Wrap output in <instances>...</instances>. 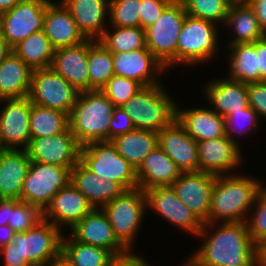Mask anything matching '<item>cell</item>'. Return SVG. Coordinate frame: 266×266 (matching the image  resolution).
I'll return each instance as SVG.
<instances>
[{
  "label": "cell",
  "mask_w": 266,
  "mask_h": 266,
  "mask_svg": "<svg viewBox=\"0 0 266 266\" xmlns=\"http://www.w3.org/2000/svg\"><path fill=\"white\" fill-rule=\"evenodd\" d=\"M111 27L113 32L106 29L98 41L112 53L147 48L146 32L141 27Z\"/></svg>",
  "instance_id": "cell-38"
},
{
  "label": "cell",
  "mask_w": 266,
  "mask_h": 266,
  "mask_svg": "<svg viewBox=\"0 0 266 266\" xmlns=\"http://www.w3.org/2000/svg\"><path fill=\"white\" fill-rule=\"evenodd\" d=\"M225 26H230L235 37L228 43V46L238 43H254L266 35L262 31L255 11L244 1L229 7Z\"/></svg>",
  "instance_id": "cell-31"
},
{
  "label": "cell",
  "mask_w": 266,
  "mask_h": 266,
  "mask_svg": "<svg viewBox=\"0 0 266 266\" xmlns=\"http://www.w3.org/2000/svg\"><path fill=\"white\" fill-rule=\"evenodd\" d=\"M197 144L199 171L201 172L216 176L230 174L243 160L240 144L231 141L227 136L201 141Z\"/></svg>",
  "instance_id": "cell-20"
},
{
  "label": "cell",
  "mask_w": 266,
  "mask_h": 266,
  "mask_svg": "<svg viewBox=\"0 0 266 266\" xmlns=\"http://www.w3.org/2000/svg\"><path fill=\"white\" fill-rule=\"evenodd\" d=\"M144 86L133 79L114 75L101 88L115 107H120L131 99Z\"/></svg>",
  "instance_id": "cell-41"
},
{
  "label": "cell",
  "mask_w": 266,
  "mask_h": 266,
  "mask_svg": "<svg viewBox=\"0 0 266 266\" xmlns=\"http://www.w3.org/2000/svg\"><path fill=\"white\" fill-rule=\"evenodd\" d=\"M146 207L145 192L136 188L124 191L101 208L108 217L116 238L130 253Z\"/></svg>",
  "instance_id": "cell-7"
},
{
  "label": "cell",
  "mask_w": 266,
  "mask_h": 266,
  "mask_svg": "<svg viewBox=\"0 0 266 266\" xmlns=\"http://www.w3.org/2000/svg\"><path fill=\"white\" fill-rule=\"evenodd\" d=\"M29 125L31 139L53 136L69 128V115L31 103Z\"/></svg>",
  "instance_id": "cell-36"
},
{
  "label": "cell",
  "mask_w": 266,
  "mask_h": 266,
  "mask_svg": "<svg viewBox=\"0 0 266 266\" xmlns=\"http://www.w3.org/2000/svg\"><path fill=\"white\" fill-rule=\"evenodd\" d=\"M214 226L203 224L197 236L206 241L188 258L191 266H262V250L250 237L246 222L220 223L209 233Z\"/></svg>",
  "instance_id": "cell-1"
},
{
  "label": "cell",
  "mask_w": 266,
  "mask_h": 266,
  "mask_svg": "<svg viewBox=\"0 0 266 266\" xmlns=\"http://www.w3.org/2000/svg\"><path fill=\"white\" fill-rule=\"evenodd\" d=\"M115 106L101 90L79 92L69 115V128L82 147L109 141V126Z\"/></svg>",
  "instance_id": "cell-3"
},
{
  "label": "cell",
  "mask_w": 266,
  "mask_h": 266,
  "mask_svg": "<svg viewBox=\"0 0 266 266\" xmlns=\"http://www.w3.org/2000/svg\"><path fill=\"white\" fill-rule=\"evenodd\" d=\"M112 59L116 76L136 80L143 86L159 84L156 73L161 74L166 70L148 48L112 53Z\"/></svg>",
  "instance_id": "cell-21"
},
{
  "label": "cell",
  "mask_w": 266,
  "mask_h": 266,
  "mask_svg": "<svg viewBox=\"0 0 266 266\" xmlns=\"http://www.w3.org/2000/svg\"><path fill=\"white\" fill-rule=\"evenodd\" d=\"M79 91L52 68L33 70L28 98L33 104L70 115Z\"/></svg>",
  "instance_id": "cell-11"
},
{
  "label": "cell",
  "mask_w": 266,
  "mask_h": 266,
  "mask_svg": "<svg viewBox=\"0 0 266 266\" xmlns=\"http://www.w3.org/2000/svg\"><path fill=\"white\" fill-rule=\"evenodd\" d=\"M54 224L41 219L24 232H15L12 242L32 266H49L61 259L62 234Z\"/></svg>",
  "instance_id": "cell-9"
},
{
  "label": "cell",
  "mask_w": 266,
  "mask_h": 266,
  "mask_svg": "<svg viewBox=\"0 0 266 266\" xmlns=\"http://www.w3.org/2000/svg\"><path fill=\"white\" fill-rule=\"evenodd\" d=\"M43 31L55 50L78 45L86 40L62 2H48Z\"/></svg>",
  "instance_id": "cell-23"
},
{
  "label": "cell",
  "mask_w": 266,
  "mask_h": 266,
  "mask_svg": "<svg viewBox=\"0 0 266 266\" xmlns=\"http://www.w3.org/2000/svg\"><path fill=\"white\" fill-rule=\"evenodd\" d=\"M176 119L197 143L226 136L225 118L210 107L184 110L176 107Z\"/></svg>",
  "instance_id": "cell-26"
},
{
  "label": "cell",
  "mask_w": 266,
  "mask_h": 266,
  "mask_svg": "<svg viewBox=\"0 0 266 266\" xmlns=\"http://www.w3.org/2000/svg\"><path fill=\"white\" fill-rule=\"evenodd\" d=\"M12 48L6 43V41L0 35V65L5 58L10 54Z\"/></svg>",
  "instance_id": "cell-54"
},
{
  "label": "cell",
  "mask_w": 266,
  "mask_h": 266,
  "mask_svg": "<svg viewBox=\"0 0 266 266\" xmlns=\"http://www.w3.org/2000/svg\"><path fill=\"white\" fill-rule=\"evenodd\" d=\"M81 146L68 128L53 136L30 139L25 151L31 161L72 169L80 161Z\"/></svg>",
  "instance_id": "cell-13"
},
{
  "label": "cell",
  "mask_w": 266,
  "mask_h": 266,
  "mask_svg": "<svg viewBox=\"0 0 266 266\" xmlns=\"http://www.w3.org/2000/svg\"><path fill=\"white\" fill-rule=\"evenodd\" d=\"M216 26L214 22L187 14L177 42V65L211 61L218 52Z\"/></svg>",
  "instance_id": "cell-8"
},
{
  "label": "cell",
  "mask_w": 266,
  "mask_h": 266,
  "mask_svg": "<svg viewBox=\"0 0 266 266\" xmlns=\"http://www.w3.org/2000/svg\"><path fill=\"white\" fill-rule=\"evenodd\" d=\"M142 0H109V22L114 27H140Z\"/></svg>",
  "instance_id": "cell-40"
},
{
  "label": "cell",
  "mask_w": 266,
  "mask_h": 266,
  "mask_svg": "<svg viewBox=\"0 0 266 266\" xmlns=\"http://www.w3.org/2000/svg\"><path fill=\"white\" fill-rule=\"evenodd\" d=\"M173 1L174 0H142L140 27L145 30L151 26Z\"/></svg>",
  "instance_id": "cell-45"
},
{
  "label": "cell",
  "mask_w": 266,
  "mask_h": 266,
  "mask_svg": "<svg viewBox=\"0 0 266 266\" xmlns=\"http://www.w3.org/2000/svg\"><path fill=\"white\" fill-rule=\"evenodd\" d=\"M138 188L171 186L182 174L173 160L158 146L150 152L136 170Z\"/></svg>",
  "instance_id": "cell-27"
},
{
  "label": "cell",
  "mask_w": 266,
  "mask_h": 266,
  "mask_svg": "<svg viewBox=\"0 0 266 266\" xmlns=\"http://www.w3.org/2000/svg\"><path fill=\"white\" fill-rule=\"evenodd\" d=\"M112 266H150L147 260L132 253L130 256L118 259Z\"/></svg>",
  "instance_id": "cell-51"
},
{
  "label": "cell",
  "mask_w": 266,
  "mask_h": 266,
  "mask_svg": "<svg viewBox=\"0 0 266 266\" xmlns=\"http://www.w3.org/2000/svg\"><path fill=\"white\" fill-rule=\"evenodd\" d=\"M186 13L214 23L226 22L230 5L225 0H181Z\"/></svg>",
  "instance_id": "cell-39"
},
{
  "label": "cell",
  "mask_w": 266,
  "mask_h": 266,
  "mask_svg": "<svg viewBox=\"0 0 266 266\" xmlns=\"http://www.w3.org/2000/svg\"><path fill=\"white\" fill-rule=\"evenodd\" d=\"M230 6L234 5V4H239L242 3L246 0H225Z\"/></svg>",
  "instance_id": "cell-57"
},
{
  "label": "cell",
  "mask_w": 266,
  "mask_h": 266,
  "mask_svg": "<svg viewBox=\"0 0 266 266\" xmlns=\"http://www.w3.org/2000/svg\"><path fill=\"white\" fill-rule=\"evenodd\" d=\"M88 39L82 43L55 50L51 68L79 92L89 91Z\"/></svg>",
  "instance_id": "cell-22"
},
{
  "label": "cell",
  "mask_w": 266,
  "mask_h": 266,
  "mask_svg": "<svg viewBox=\"0 0 266 266\" xmlns=\"http://www.w3.org/2000/svg\"><path fill=\"white\" fill-rule=\"evenodd\" d=\"M5 266H32L11 241L0 248Z\"/></svg>",
  "instance_id": "cell-48"
},
{
  "label": "cell",
  "mask_w": 266,
  "mask_h": 266,
  "mask_svg": "<svg viewBox=\"0 0 266 266\" xmlns=\"http://www.w3.org/2000/svg\"><path fill=\"white\" fill-rule=\"evenodd\" d=\"M6 105L0 110V141L3 149L25 150L31 139L29 118L31 101L28 96L3 99ZM19 147V148H18Z\"/></svg>",
  "instance_id": "cell-14"
},
{
  "label": "cell",
  "mask_w": 266,
  "mask_h": 266,
  "mask_svg": "<svg viewBox=\"0 0 266 266\" xmlns=\"http://www.w3.org/2000/svg\"><path fill=\"white\" fill-rule=\"evenodd\" d=\"M118 153L136 170L157 146V132L135 129L111 140Z\"/></svg>",
  "instance_id": "cell-32"
},
{
  "label": "cell",
  "mask_w": 266,
  "mask_h": 266,
  "mask_svg": "<svg viewBox=\"0 0 266 266\" xmlns=\"http://www.w3.org/2000/svg\"><path fill=\"white\" fill-rule=\"evenodd\" d=\"M49 266H69V265L65 263L62 259H60L51 263Z\"/></svg>",
  "instance_id": "cell-56"
},
{
  "label": "cell",
  "mask_w": 266,
  "mask_h": 266,
  "mask_svg": "<svg viewBox=\"0 0 266 266\" xmlns=\"http://www.w3.org/2000/svg\"><path fill=\"white\" fill-rule=\"evenodd\" d=\"M172 96L160 84L144 86L122 105L136 129L161 131L176 119V107Z\"/></svg>",
  "instance_id": "cell-4"
},
{
  "label": "cell",
  "mask_w": 266,
  "mask_h": 266,
  "mask_svg": "<svg viewBox=\"0 0 266 266\" xmlns=\"http://www.w3.org/2000/svg\"><path fill=\"white\" fill-rule=\"evenodd\" d=\"M42 219V212L35 206L20 200H13L8 225L15 232H24L32 228Z\"/></svg>",
  "instance_id": "cell-43"
},
{
  "label": "cell",
  "mask_w": 266,
  "mask_h": 266,
  "mask_svg": "<svg viewBox=\"0 0 266 266\" xmlns=\"http://www.w3.org/2000/svg\"><path fill=\"white\" fill-rule=\"evenodd\" d=\"M24 0H0V14L11 10L14 6Z\"/></svg>",
  "instance_id": "cell-55"
},
{
  "label": "cell",
  "mask_w": 266,
  "mask_h": 266,
  "mask_svg": "<svg viewBox=\"0 0 266 266\" xmlns=\"http://www.w3.org/2000/svg\"><path fill=\"white\" fill-rule=\"evenodd\" d=\"M71 236L81 243L104 248L117 259L126 258L132 254L118 241L108 217L100 208H95L84 216L71 229Z\"/></svg>",
  "instance_id": "cell-16"
},
{
  "label": "cell",
  "mask_w": 266,
  "mask_h": 266,
  "mask_svg": "<svg viewBox=\"0 0 266 266\" xmlns=\"http://www.w3.org/2000/svg\"><path fill=\"white\" fill-rule=\"evenodd\" d=\"M233 174L216 176L208 223L247 221V212H251L255 205L262 182L250 176Z\"/></svg>",
  "instance_id": "cell-2"
},
{
  "label": "cell",
  "mask_w": 266,
  "mask_h": 266,
  "mask_svg": "<svg viewBox=\"0 0 266 266\" xmlns=\"http://www.w3.org/2000/svg\"><path fill=\"white\" fill-rule=\"evenodd\" d=\"M33 70L13 51L0 65V100L28 96Z\"/></svg>",
  "instance_id": "cell-30"
},
{
  "label": "cell",
  "mask_w": 266,
  "mask_h": 266,
  "mask_svg": "<svg viewBox=\"0 0 266 266\" xmlns=\"http://www.w3.org/2000/svg\"><path fill=\"white\" fill-rule=\"evenodd\" d=\"M71 184L81 191L94 208H102L125 190L115 181L101 179L81 161L71 169Z\"/></svg>",
  "instance_id": "cell-25"
},
{
  "label": "cell",
  "mask_w": 266,
  "mask_h": 266,
  "mask_svg": "<svg viewBox=\"0 0 266 266\" xmlns=\"http://www.w3.org/2000/svg\"><path fill=\"white\" fill-rule=\"evenodd\" d=\"M88 77L89 91L101 88L113 77L112 52L98 40L88 39Z\"/></svg>",
  "instance_id": "cell-37"
},
{
  "label": "cell",
  "mask_w": 266,
  "mask_h": 266,
  "mask_svg": "<svg viewBox=\"0 0 266 266\" xmlns=\"http://www.w3.org/2000/svg\"><path fill=\"white\" fill-rule=\"evenodd\" d=\"M187 13L181 0H174L151 26L145 29L146 45L166 69L177 64V42Z\"/></svg>",
  "instance_id": "cell-6"
},
{
  "label": "cell",
  "mask_w": 266,
  "mask_h": 266,
  "mask_svg": "<svg viewBox=\"0 0 266 266\" xmlns=\"http://www.w3.org/2000/svg\"><path fill=\"white\" fill-rule=\"evenodd\" d=\"M183 266H191L188 262L184 263Z\"/></svg>",
  "instance_id": "cell-60"
},
{
  "label": "cell",
  "mask_w": 266,
  "mask_h": 266,
  "mask_svg": "<svg viewBox=\"0 0 266 266\" xmlns=\"http://www.w3.org/2000/svg\"><path fill=\"white\" fill-rule=\"evenodd\" d=\"M86 39L98 40L105 28L109 14V0H61Z\"/></svg>",
  "instance_id": "cell-28"
},
{
  "label": "cell",
  "mask_w": 266,
  "mask_h": 266,
  "mask_svg": "<svg viewBox=\"0 0 266 266\" xmlns=\"http://www.w3.org/2000/svg\"><path fill=\"white\" fill-rule=\"evenodd\" d=\"M258 55V68L260 71V82L266 81V36L255 42Z\"/></svg>",
  "instance_id": "cell-49"
},
{
  "label": "cell",
  "mask_w": 266,
  "mask_h": 266,
  "mask_svg": "<svg viewBox=\"0 0 266 266\" xmlns=\"http://www.w3.org/2000/svg\"><path fill=\"white\" fill-rule=\"evenodd\" d=\"M227 48L230 49L229 59L231 61L229 62L230 70L226 78L245 84L260 82L255 42L238 43Z\"/></svg>",
  "instance_id": "cell-34"
},
{
  "label": "cell",
  "mask_w": 266,
  "mask_h": 266,
  "mask_svg": "<svg viewBox=\"0 0 266 266\" xmlns=\"http://www.w3.org/2000/svg\"><path fill=\"white\" fill-rule=\"evenodd\" d=\"M80 161L98 177L117 182L125 191L138 188L136 169L118 153L111 141L82 146Z\"/></svg>",
  "instance_id": "cell-5"
},
{
  "label": "cell",
  "mask_w": 266,
  "mask_h": 266,
  "mask_svg": "<svg viewBox=\"0 0 266 266\" xmlns=\"http://www.w3.org/2000/svg\"><path fill=\"white\" fill-rule=\"evenodd\" d=\"M61 259L69 266H112L118 259L108 250L62 238Z\"/></svg>",
  "instance_id": "cell-33"
},
{
  "label": "cell",
  "mask_w": 266,
  "mask_h": 266,
  "mask_svg": "<svg viewBox=\"0 0 266 266\" xmlns=\"http://www.w3.org/2000/svg\"><path fill=\"white\" fill-rule=\"evenodd\" d=\"M216 175L205 172H187L171 185L177 197L204 224L208 223L211 198Z\"/></svg>",
  "instance_id": "cell-17"
},
{
  "label": "cell",
  "mask_w": 266,
  "mask_h": 266,
  "mask_svg": "<svg viewBox=\"0 0 266 266\" xmlns=\"http://www.w3.org/2000/svg\"><path fill=\"white\" fill-rule=\"evenodd\" d=\"M262 266H266V247L262 250Z\"/></svg>",
  "instance_id": "cell-58"
},
{
  "label": "cell",
  "mask_w": 266,
  "mask_h": 266,
  "mask_svg": "<svg viewBox=\"0 0 266 266\" xmlns=\"http://www.w3.org/2000/svg\"><path fill=\"white\" fill-rule=\"evenodd\" d=\"M3 150V146H2V143L0 141V152Z\"/></svg>",
  "instance_id": "cell-59"
},
{
  "label": "cell",
  "mask_w": 266,
  "mask_h": 266,
  "mask_svg": "<svg viewBox=\"0 0 266 266\" xmlns=\"http://www.w3.org/2000/svg\"><path fill=\"white\" fill-rule=\"evenodd\" d=\"M132 119L122 106L115 107L109 126V141L119 135L135 130Z\"/></svg>",
  "instance_id": "cell-46"
},
{
  "label": "cell",
  "mask_w": 266,
  "mask_h": 266,
  "mask_svg": "<svg viewBox=\"0 0 266 266\" xmlns=\"http://www.w3.org/2000/svg\"><path fill=\"white\" fill-rule=\"evenodd\" d=\"M94 206L85 195L71 182L60 189L42 211V219L49 221L59 229L62 225L71 230L84 216L94 210Z\"/></svg>",
  "instance_id": "cell-18"
},
{
  "label": "cell",
  "mask_w": 266,
  "mask_h": 266,
  "mask_svg": "<svg viewBox=\"0 0 266 266\" xmlns=\"http://www.w3.org/2000/svg\"><path fill=\"white\" fill-rule=\"evenodd\" d=\"M15 231L8 225L0 226V248L14 239Z\"/></svg>",
  "instance_id": "cell-53"
},
{
  "label": "cell",
  "mask_w": 266,
  "mask_h": 266,
  "mask_svg": "<svg viewBox=\"0 0 266 266\" xmlns=\"http://www.w3.org/2000/svg\"><path fill=\"white\" fill-rule=\"evenodd\" d=\"M255 11L260 27L266 35V0H246Z\"/></svg>",
  "instance_id": "cell-50"
},
{
  "label": "cell",
  "mask_w": 266,
  "mask_h": 266,
  "mask_svg": "<svg viewBox=\"0 0 266 266\" xmlns=\"http://www.w3.org/2000/svg\"><path fill=\"white\" fill-rule=\"evenodd\" d=\"M12 51L32 70L51 68L55 49L44 31H38L20 41Z\"/></svg>",
  "instance_id": "cell-35"
},
{
  "label": "cell",
  "mask_w": 266,
  "mask_h": 266,
  "mask_svg": "<svg viewBox=\"0 0 266 266\" xmlns=\"http://www.w3.org/2000/svg\"><path fill=\"white\" fill-rule=\"evenodd\" d=\"M205 87L204 94L207 101L212 104V109L224 118L232 112L249 106L247 84L245 83L224 78L208 82Z\"/></svg>",
  "instance_id": "cell-29"
},
{
  "label": "cell",
  "mask_w": 266,
  "mask_h": 266,
  "mask_svg": "<svg viewBox=\"0 0 266 266\" xmlns=\"http://www.w3.org/2000/svg\"><path fill=\"white\" fill-rule=\"evenodd\" d=\"M249 106L266 118V81L247 84Z\"/></svg>",
  "instance_id": "cell-47"
},
{
  "label": "cell",
  "mask_w": 266,
  "mask_h": 266,
  "mask_svg": "<svg viewBox=\"0 0 266 266\" xmlns=\"http://www.w3.org/2000/svg\"><path fill=\"white\" fill-rule=\"evenodd\" d=\"M259 116L256 113V111L251 108L250 106L239 109L237 112H232L229 114L226 118V136L233 142H237L235 140L236 138L233 137V133H239V134H245L247 135L248 132H250L251 129L255 130L257 129ZM238 123V124H237ZM245 124V127L243 128L241 125ZM247 125V126H246ZM241 129H238L240 127ZM243 128V129H242Z\"/></svg>",
  "instance_id": "cell-44"
},
{
  "label": "cell",
  "mask_w": 266,
  "mask_h": 266,
  "mask_svg": "<svg viewBox=\"0 0 266 266\" xmlns=\"http://www.w3.org/2000/svg\"><path fill=\"white\" fill-rule=\"evenodd\" d=\"M70 182L71 169L31 161L23 182L21 201L42 212L55 194Z\"/></svg>",
  "instance_id": "cell-10"
},
{
  "label": "cell",
  "mask_w": 266,
  "mask_h": 266,
  "mask_svg": "<svg viewBox=\"0 0 266 266\" xmlns=\"http://www.w3.org/2000/svg\"><path fill=\"white\" fill-rule=\"evenodd\" d=\"M47 0H24L0 14V35L13 48L28 36L43 30Z\"/></svg>",
  "instance_id": "cell-12"
},
{
  "label": "cell",
  "mask_w": 266,
  "mask_h": 266,
  "mask_svg": "<svg viewBox=\"0 0 266 266\" xmlns=\"http://www.w3.org/2000/svg\"><path fill=\"white\" fill-rule=\"evenodd\" d=\"M157 143L182 173L199 172L198 144L177 119L157 133Z\"/></svg>",
  "instance_id": "cell-19"
},
{
  "label": "cell",
  "mask_w": 266,
  "mask_h": 266,
  "mask_svg": "<svg viewBox=\"0 0 266 266\" xmlns=\"http://www.w3.org/2000/svg\"><path fill=\"white\" fill-rule=\"evenodd\" d=\"M31 160L25 150L3 149L0 152V200H20L24 179Z\"/></svg>",
  "instance_id": "cell-24"
},
{
  "label": "cell",
  "mask_w": 266,
  "mask_h": 266,
  "mask_svg": "<svg viewBox=\"0 0 266 266\" xmlns=\"http://www.w3.org/2000/svg\"><path fill=\"white\" fill-rule=\"evenodd\" d=\"M13 210V200H0V226L8 224Z\"/></svg>",
  "instance_id": "cell-52"
},
{
  "label": "cell",
  "mask_w": 266,
  "mask_h": 266,
  "mask_svg": "<svg viewBox=\"0 0 266 266\" xmlns=\"http://www.w3.org/2000/svg\"><path fill=\"white\" fill-rule=\"evenodd\" d=\"M253 209L251 218H247L246 223L253 242L263 250L266 247V189L263 185H261Z\"/></svg>",
  "instance_id": "cell-42"
},
{
  "label": "cell",
  "mask_w": 266,
  "mask_h": 266,
  "mask_svg": "<svg viewBox=\"0 0 266 266\" xmlns=\"http://www.w3.org/2000/svg\"><path fill=\"white\" fill-rule=\"evenodd\" d=\"M144 192L147 207L156 211L164 219L196 237L201 232L203 223L177 197L171 186L152 187Z\"/></svg>",
  "instance_id": "cell-15"
}]
</instances>
